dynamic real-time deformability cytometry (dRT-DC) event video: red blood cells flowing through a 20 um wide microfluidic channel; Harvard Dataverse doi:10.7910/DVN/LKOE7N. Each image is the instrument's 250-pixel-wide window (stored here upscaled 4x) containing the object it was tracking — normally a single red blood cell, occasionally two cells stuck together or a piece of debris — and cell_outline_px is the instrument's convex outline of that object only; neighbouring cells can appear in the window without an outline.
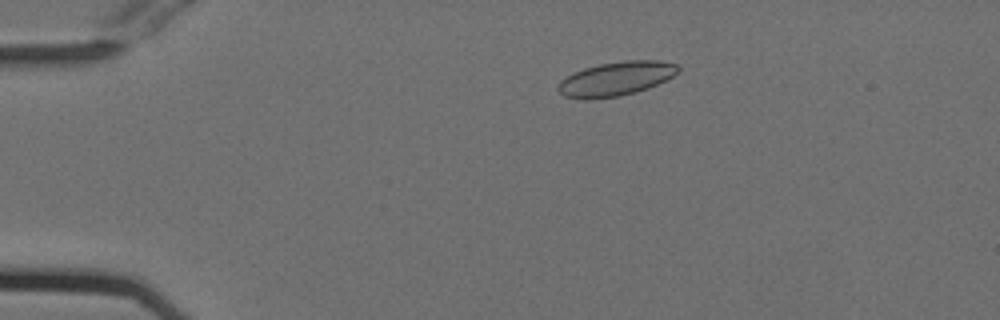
{"species": "Egyptian fruit bat (a non-hibernating species)", "species_latin": "Rousettus aegyptiacus", "temperature_condition": "cold", "stored_images_in_passage": 30, "camera_frame_rate_fps": 3000, "um_per_image_px": 0.085, "animal": {"sex": "female"}, "frame": {"image": 1, "passage_image": 11, "time_ms": 3.333, "image_size_px": [1000, 320], "cell_outline_px": [[680, 68], [672, 76], [648, 88], [636, 92], [620, 96], [588, 100], [564, 96], [556, 88], [560, 80], [584, 68], [600, 64], [624, 60], [660, 60], [676, 64]], "centroid_in_image_um": [52.34, 6.7], "position_along_channel_um": 32.7, "area_um2": 23.7}}
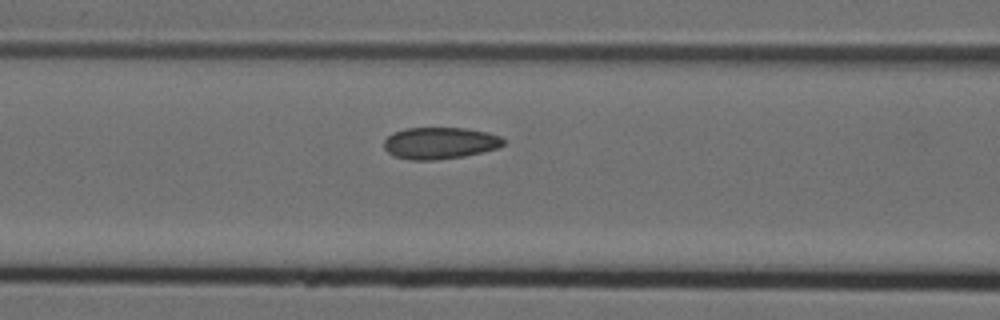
{"frame": {"image": 2, "passage_image": 23, "time_ms": 7.333, "image_size_px": [1000, 320], "cell_outline_px": [[504, 144], [496, 148], [464, 156], [436, 160], [408, 160], [396, 156], [388, 152], [384, 148], [384, 140], [392, 132], [404, 128], [464, 128], [488, 132], [500, 136], [504, 140]], "centroid_in_image_um": [37.36, 12.16], "position_along_channel_um": 129.2, "area_um2": 22.08}}
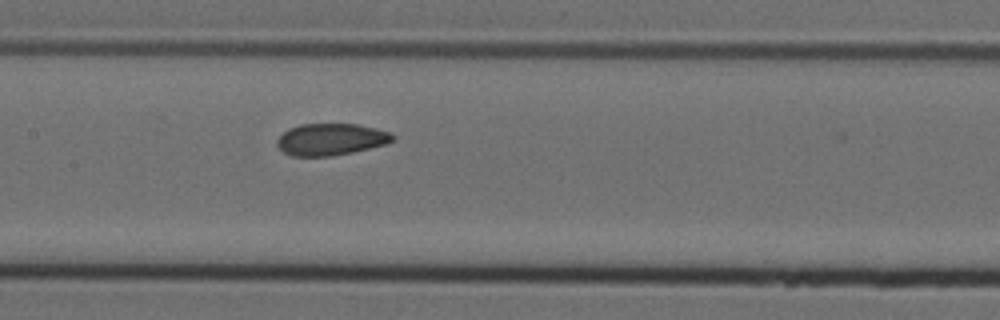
{"frame": {"image": 3, "passage_image": 27, "time_ms": 8.667, "image_size_px": [1000, 320], "cell_outline_px": [[396, 140], [388, 144], [352, 152], [332, 156], [292, 156], [284, 152], [276, 144], [276, 140], [288, 128], [300, 124], [356, 124], [376, 128], [392, 132], [396, 136]], "centroid_in_image_um": [28.18, 11.84], "position_along_channel_um": 179.2, "area_um2": 21.68}}